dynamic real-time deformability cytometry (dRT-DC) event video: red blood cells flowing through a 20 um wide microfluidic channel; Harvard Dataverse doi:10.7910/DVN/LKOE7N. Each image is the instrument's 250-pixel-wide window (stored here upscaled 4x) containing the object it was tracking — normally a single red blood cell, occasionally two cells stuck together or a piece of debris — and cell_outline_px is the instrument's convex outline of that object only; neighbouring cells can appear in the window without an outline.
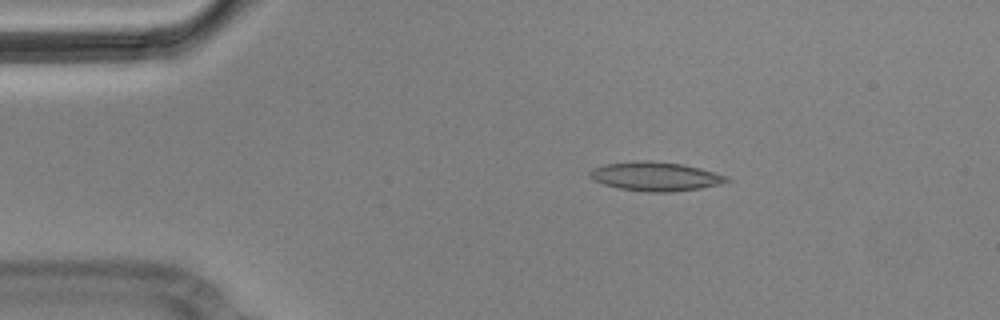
{"species": "Egyptian fruit bat (a non-hibernating species)", "species_latin": "Rousettus aegyptiacus", "temperature_condition": "cold", "stored_images_in_passage": 4, "camera_frame_rate_fps": 3000, "um_per_image_px": 0.085, "animal": {"sex": "male"}, "frame": {"image": 1, "passage_image": 1, "time_ms": 0.0, "image_size_px": [1000, 320], "cell_outline_px": [[732, 180], [720, 184], [700, 188], [668, 192], [648, 192], [620, 188], [604, 184], [588, 176], [588, 172], [592, 168], [604, 164], [636, 160], [648, 160], [684, 164], [700, 168], [728, 176]], "centroid_in_image_um": [55.71, 14.98], "position_along_channel_um": 29.3, "area_um2": 23.18}}
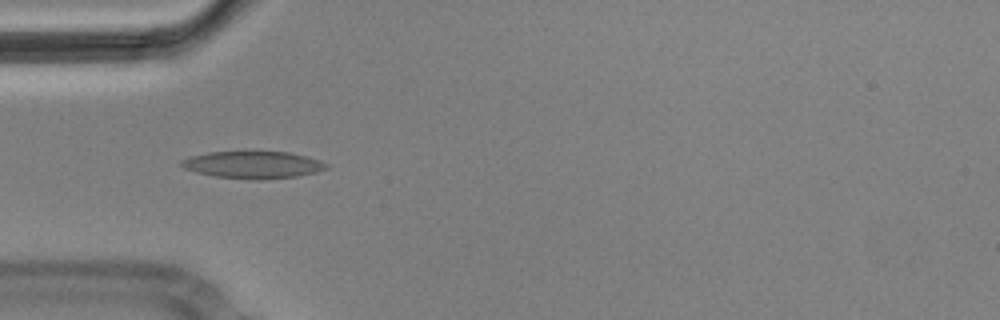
{"frame": {"image": 2, "passage_image": 3, "time_ms": 0.667, "image_size_px": [1000, 320], "cell_outline_px": [[328, 168], [316, 172], [296, 176], [264, 180], [256, 180], [216, 176], [196, 172], [184, 168], [180, 164], [180, 160], [188, 156], [208, 152], [244, 148], [252, 148], [288, 152], [320, 160], [328, 164]], "centroid_in_image_um": [21.46, 13.94], "position_along_channel_um": 63.5, "area_um2": 24.16}}